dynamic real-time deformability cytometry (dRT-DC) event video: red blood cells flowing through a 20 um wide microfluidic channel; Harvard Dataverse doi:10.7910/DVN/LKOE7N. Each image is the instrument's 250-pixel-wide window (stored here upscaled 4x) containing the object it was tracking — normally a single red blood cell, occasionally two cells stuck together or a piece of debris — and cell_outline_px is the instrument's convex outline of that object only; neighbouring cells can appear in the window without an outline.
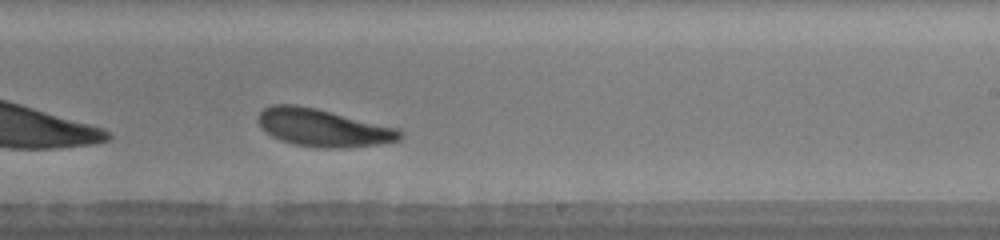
{"species": "human", "species_latin": "Homo sapiens", "temperature_condition": "warm", "stored_images_in_passage": 12, "camera_frame_rate_fps": 3000, "um_per_image_px": 0.085, "donor": {"sex": "male"}, "frame": {"image": 1, "passage_image": 12, "time_ms": 6.333, "image_size_px": [1000, 240], "cell_outline_px": [[404, 136], [400, 140], [376, 144], [340, 148], [324, 148], [296, 144], [280, 140], [272, 136], [260, 128], [260, 112], [264, 108], [272, 104], [296, 104], [316, 108], [400, 128], [404, 132]], "centroid_in_image_um": [27.5, 10.85], "position_along_channel_um": 261.5, "area_um2": 31.04}}